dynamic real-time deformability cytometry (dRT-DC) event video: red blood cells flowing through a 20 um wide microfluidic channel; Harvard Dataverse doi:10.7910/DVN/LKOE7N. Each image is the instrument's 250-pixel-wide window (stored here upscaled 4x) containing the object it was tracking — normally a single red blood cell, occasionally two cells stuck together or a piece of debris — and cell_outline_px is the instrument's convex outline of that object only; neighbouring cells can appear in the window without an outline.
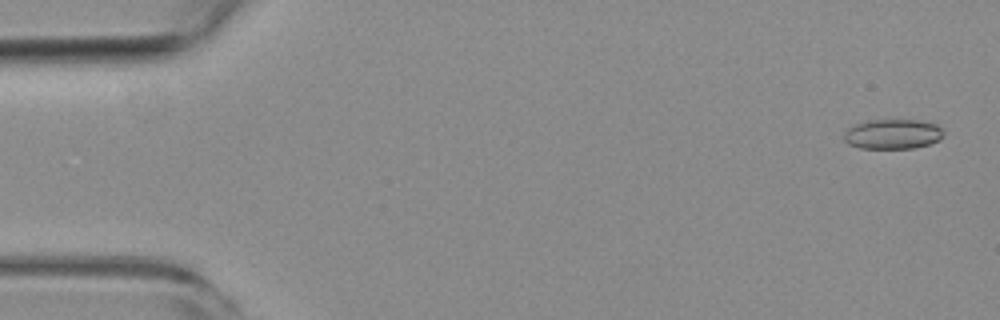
{"species": "common noctule bat (a hibernating species)", "species_latin": "Nyctalus noctula", "temperature_condition": "room temperature", "stored_images_in_passage": 54, "camera_frame_rate_fps": 3000, "um_per_image_px": 0.085, "animal": {"sex": "female", "body_mass_g": 19.3, "forearm_length_mm": 54.1}, "frame": {"image": 1, "passage_image": 1, "time_ms": 0.0, "image_size_px": [1000, 320], "cell_outline_px": [[944, 136], [940, 140], [928, 144], [912, 148], [860, 148], [848, 144], [844, 140], [844, 132], [852, 124], [868, 120], [916, 120], [936, 124], [944, 132]], "centroid_in_image_um": [75.85, 11.39], "position_along_channel_um": 9.1, "area_um2": 17.4}}
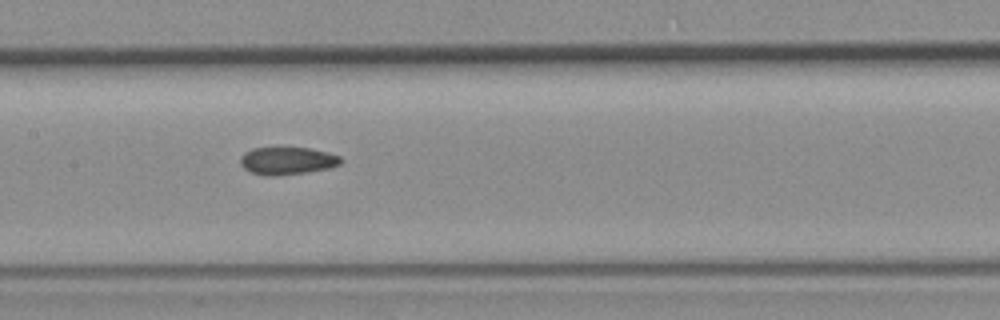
{"frame": {"image": 2, "passage_image": 25, "time_ms": 8.0, "image_size_px": [1000, 320], "cell_outline_px": [[340, 164], [332, 168], [308, 172], [276, 176], [264, 176], [252, 172], [244, 168], [240, 164], [240, 156], [244, 152], [252, 148], [308, 148], [328, 152], [340, 156]], "centroid_in_image_um": [24.4, 13.67], "position_along_channel_um": 183.0, "area_um2": 16.24}}
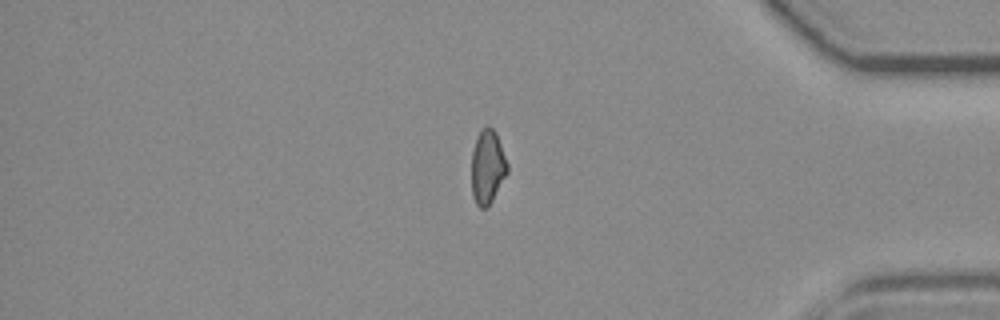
{"frame": {"image": 3, "passage_image": 44, "time_ms": 14.333, "image_size_px": [1000, 320], "cell_outline_px": [[508, 172], [488, 208], [480, 208], [476, 204], [472, 196], [472, 152], [480, 128], [488, 124], [496, 132], [508, 164]], "centroid_in_image_um": [41.44, 14.18], "position_along_channel_um": 393.8, "area_um2": 15.61}, "authors_computed_cell_mechanics": {"area_um2": 16.4152, "velocity_mm_per_s": 3.8297, "shape_relaxation_time_tau1_ms": null, "shape_relaxation_time_tau2_ms": 2.4085, "deformation_change_tau1": null, "deformation_change_tau2": 0.0807}}